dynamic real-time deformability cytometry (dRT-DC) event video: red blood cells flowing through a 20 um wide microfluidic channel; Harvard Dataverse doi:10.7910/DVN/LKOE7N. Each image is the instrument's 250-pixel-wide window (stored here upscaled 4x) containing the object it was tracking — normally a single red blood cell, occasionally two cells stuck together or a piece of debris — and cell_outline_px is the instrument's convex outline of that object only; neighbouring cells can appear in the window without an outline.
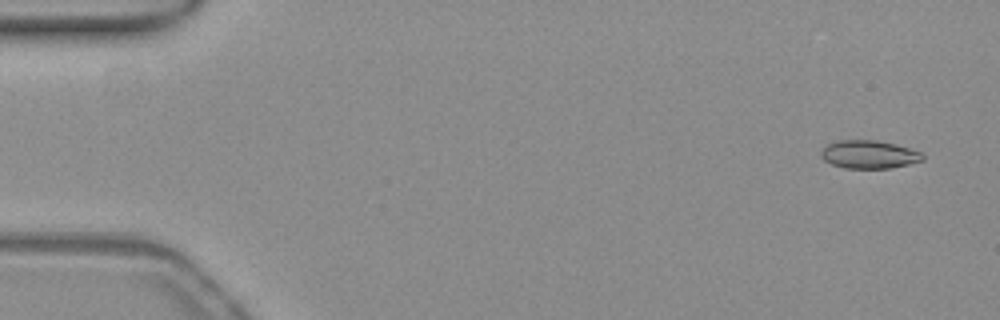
{"species": "common noctule bat (a hibernating species)", "species_latin": "Nyctalus noctula", "temperature_condition": "warm", "stored_images_in_passage": 53, "camera_frame_rate_fps": 3000, "um_per_image_px": 0.085, "animal": {"sex": "female", "body_mass_g": 19.3, "forearm_length_mm": 54.1}, "frame": {"image": 1, "passage_image": 3, "time_ms": 0.667, "image_size_px": [1000, 320], "cell_outline_px": [[924, 160], [908, 164], [888, 168], [844, 168], [832, 164], [824, 160], [820, 156], [820, 152], [828, 144], [836, 140], [876, 140], [896, 144], [920, 152], [924, 156]], "centroid_in_image_um": [73.84, 13.12], "position_along_channel_um": 11.2, "area_um2": 16.59}}
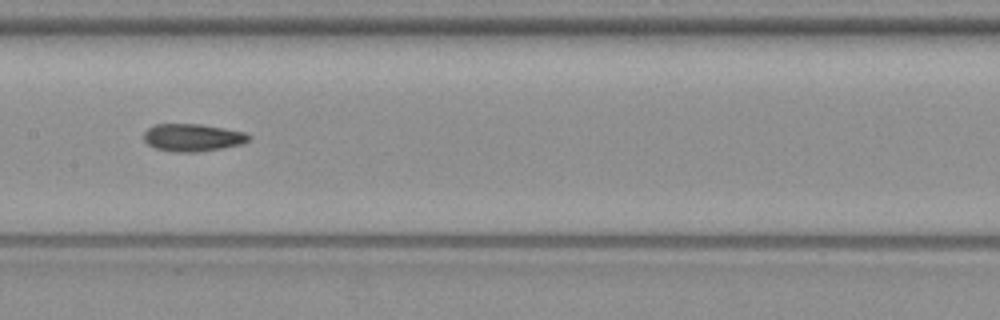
{"frame": {"image": 2, "passage_image": 27, "time_ms": 8.667, "image_size_px": [1000, 320], "cell_outline_px": [[252, 136], [248, 140], [240, 144], [224, 148], [200, 152], [176, 152], [156, 148], [148, 144], [144, 140], [144, 132], [148, 128], [156, 124], [200, 124], [244, 132]], "centroid_in_image_um": [16.37, 11.69], "position_along_channel_um": 191.0, "area_um2": 16.76}}
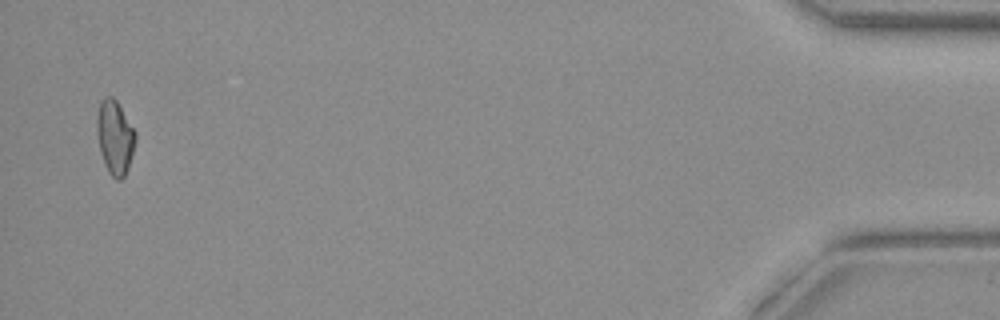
{"frame": {"image": 3, "passage_image": 52, "time_ms": 17.0, "image_size_px": [1000, 320], "cell_outline_px": [[136, 140], [128, 168], [124, 176], [120, 180], [116, 180], [108, 172], [104, 164], [100, 152], [96, 132], [96, 116], [100, 100], [104, 96], [112, 96], [116, 100], [136, 132]], "centroid_in_image_um": [9.74, 11.65], "position_along_channel_um": 425.5, "area_um2": 16.82}, "authors_computed_cell_mechanics": {"area_um2": 16.762, "velocity_mm_per_s": 3.9181, "shape_relaxation_time_tau1_ms": 8.2124, "shape_relaxation_time_tau2_ms": 4.3165, "deformation_change_tau1": 0.1775, "deformation_change_tau2": 0.1172}}